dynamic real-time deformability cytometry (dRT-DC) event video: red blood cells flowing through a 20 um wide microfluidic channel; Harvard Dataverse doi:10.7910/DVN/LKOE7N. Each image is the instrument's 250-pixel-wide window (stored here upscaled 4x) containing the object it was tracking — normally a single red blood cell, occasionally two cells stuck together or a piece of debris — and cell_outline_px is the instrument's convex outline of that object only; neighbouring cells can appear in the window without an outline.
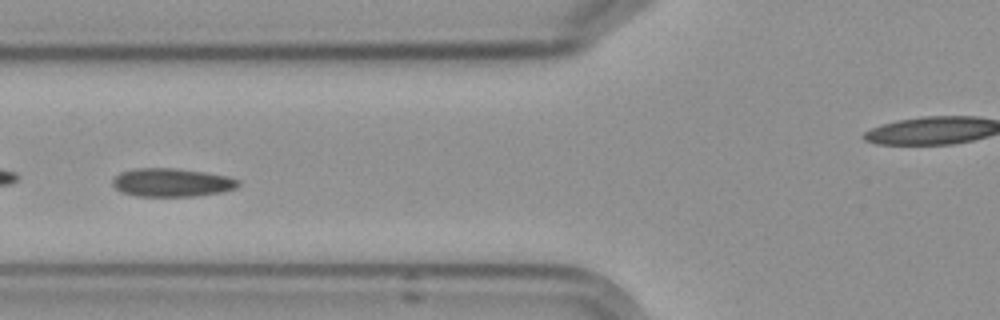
{"species": "Egyptian fruit bat (a non-hibernating species)", "species_latin": "Rousettus aegyptiacus", "temperature_condition": "cold", "stored_images_in_passage": 13, "camera_frame_rate_fps": 3000, "um_per_image_px": 0.085, "frame": {"image": 1, "passage_image": 3, "time_ms": 3.333, "image_size_px": [1000, 320], "cell_outline_px": [[240, 184], [236, 188], [224, 192], [196, 196], [136, 196], [120, 192], [112, 184], [112, 180], [120, 172], [132, 168], [176, 168], [204, 172], [228, 176], [240, 180]], "centroid_in_image_um": [14.61, 15.51], "position_along_channel_um": 111.2, "area_um2": 21.04}}
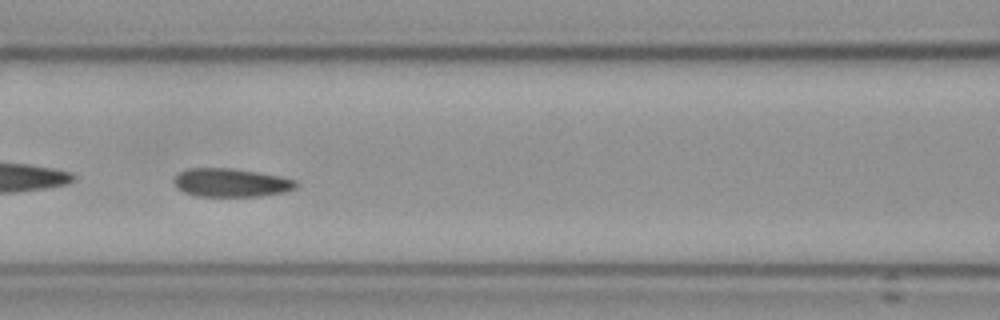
{"frame": {"image": 2, "passage_image": 4, "time_ms": 4.333, "image_size_px": [1000, 320], "cell_outline_px": [[296, 188], [284, 192], [260, 196], [196, 196], [184, 192], [176, 188], [172, 180], [180, 172], [188, 168], [232, 168], [256, 172], [296, 180]], "centroid_in_image_um": [19.58, 15.53], "position_along_channel_um": 147.0, "area_um2": 20.11}, "authors_computed_cell_mechanics": {"area_um2": 20.6346, "velocity_mm_per_s": 3.5544, "shape_relaxation_time_tau1_ms": 8.1424, "shape_relaxation_time_tau2_ms": null, "deformation_change_tau1": 0.1122, "deformation_change_tau2": null}}